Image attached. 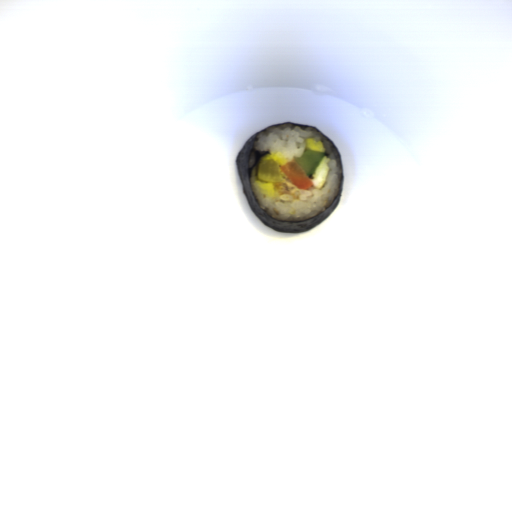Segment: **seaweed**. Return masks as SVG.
Segmentation results:
<instances>
[{"label":"seaweed","mask_w":512,"mask_h":512,"mask_svg":"<svg viewBox=\"0 0 512 512\" xmlns=\"http://www.w3.org/2000/svg\"><path fill=\"white\" fill-rule=\"evenodd\" d=\"M281 124H289L293 126H298L301 129H306L309 126L313 129L317 130L322 136H324L331 145L335 148L338 154L340 166H341V186H340V193L335 198V200L332 202V204L323 212L319 213L318 215L311 217L309 219H306L304 221H281L279 219H276L274 217L269 216L266 212H264L251 187L250 179H249V169L254 167L256 163L261 159V157L267 153H270L269 150L264 151H255L254 143L257 142L259 139L256 137L257 134L262 132L265 129L275 127ZM236 164H237V171L240 179V183L244 192V195L247 199V202L255 214L256 218L263 222L265 225L270 227L276 232H287V233H302L308 230L313 229L323 221H325L328 216L334 211V209L338 206L342 194H343V186H344V165L342 160V155L340 150L338 149L335 142L330 139L324 132H322L318 127H315L310 124L305 123H299L294 121H284L277 124H273L270 126H266L257 133H255L251 138H249L243 147L241 148L237 158H236Z\"/></svg>","instance_id":"seaweed-1"}]
</instances>
